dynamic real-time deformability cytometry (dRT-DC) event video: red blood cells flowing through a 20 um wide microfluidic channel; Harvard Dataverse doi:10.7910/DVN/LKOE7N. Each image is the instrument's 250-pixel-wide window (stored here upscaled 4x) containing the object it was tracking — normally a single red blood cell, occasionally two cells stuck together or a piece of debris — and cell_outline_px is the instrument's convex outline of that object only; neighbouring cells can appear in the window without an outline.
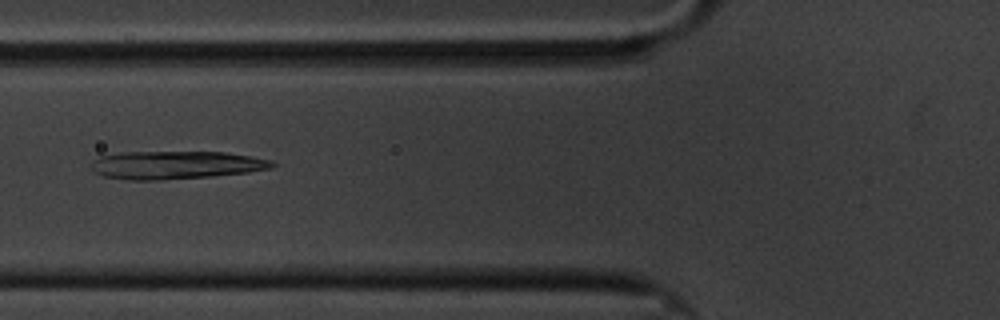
{"species": "common noctule bat (a hibernating species)", "species_latin": "Nyctalus noctula", "temperature_condition": "cold", "stored_images_in_passage": 60, "camera_frame_rate_fps": 3000, "um_per_image_px": 0.085, "animal": {"sex": "male", "body_mass_g": 20.1, "forearm_length_mm": 53.5}, "frame": {"image": 1, "passage_image": 22, "time_ms": 7.0, "image_size_px": [1000, 320], "cell_outline_px": [[276, 164], [272, 168], [248, 172], [208, 176], [160, 180], [128, 180], [104, 176], [92, 172], [92, 160], [100, 156], [120, 152], [224, 152], [252, 156], [272, 160]], "centroid_in_image_um": [14.92, 14.02], "position_along_channel_um": 110.9, "area_um2": 29.59}}
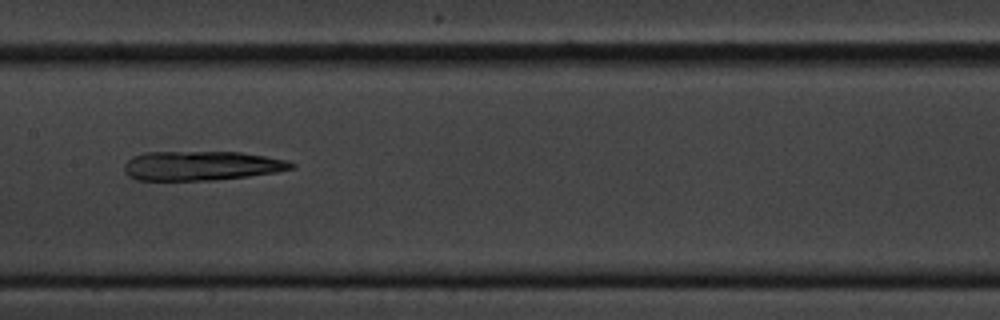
{"frame": {"image": 2, "passage_image": 29, "time_ms": 9.333, "image_size_px": [1000, 320], "cell_outline_px": [[296, 164], [292, 168], [276, 172], [248, 176], [216, 180], [136, 180], [128, 176], [124, 172], [124, 164], [132, 156], [144, 152], [240, 152], [288, 160]], "centroid_in_image_um": [17.09, 14.09], "position_along_channel_um": 190.3, "area_um2": 28.67}}
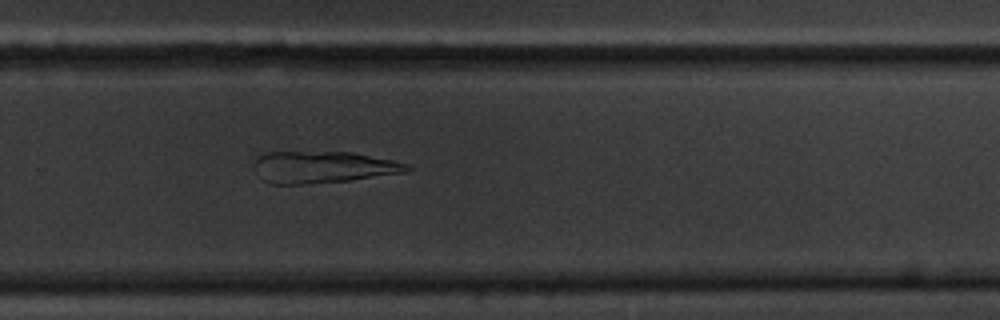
{"frame": {"image": 3, "passage_image": 39, "time_ms": 12.667, "image_size_px": [1000, 320], "cell_outline_px": [[412, 168], [408, 172], [352, 180], [304, 184], [268, 184], [256, 176], [252, 168], [252, 164], [256, 156], [268, 152], [352, 152], [392, 160], [408, 164]], "centroid_in_image_um": [27.37, 14.21], "position_along_channel_um": 302.4, "area_um2": 28.84}}